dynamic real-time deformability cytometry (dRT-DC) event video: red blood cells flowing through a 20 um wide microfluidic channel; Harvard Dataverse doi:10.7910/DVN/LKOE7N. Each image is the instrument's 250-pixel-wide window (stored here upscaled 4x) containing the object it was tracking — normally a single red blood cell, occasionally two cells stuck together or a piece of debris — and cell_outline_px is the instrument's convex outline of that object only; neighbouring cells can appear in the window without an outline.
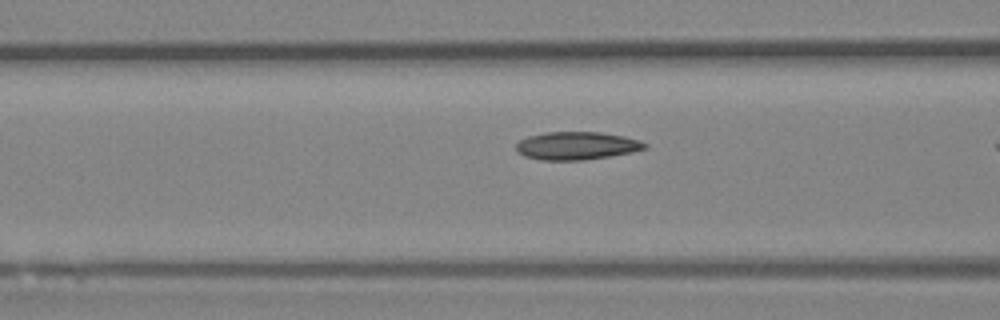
{"species": "Egyptian fruit bat (a non-hibernating species)", "species_latin": "Rousettus aegyptiacus", "temperature_condition": "room temperature", "stored_images_in_passage": 9, "camera_frame_rate_fps": 3000, "um_per_image_px": 0.085, "animal": {"sex": "female"}, "frame": {"image": 1, "passage_image": 8, "time_ms": 2.333, "image_size_px": [1000, 320], "cell_outline_px": [[648, 148], [632, 152], [584, 160], [540, 160], [524, 156], [516, 148], [516, 144], [520, 140], [528, 136], [544, 132], [600, 132], [624, 136], [640, 140], [648, 144]], "centroid_in_image_um": [49.04, 12.38], "position_along_channel_um": 117.6, "area_um2": 20.98}}